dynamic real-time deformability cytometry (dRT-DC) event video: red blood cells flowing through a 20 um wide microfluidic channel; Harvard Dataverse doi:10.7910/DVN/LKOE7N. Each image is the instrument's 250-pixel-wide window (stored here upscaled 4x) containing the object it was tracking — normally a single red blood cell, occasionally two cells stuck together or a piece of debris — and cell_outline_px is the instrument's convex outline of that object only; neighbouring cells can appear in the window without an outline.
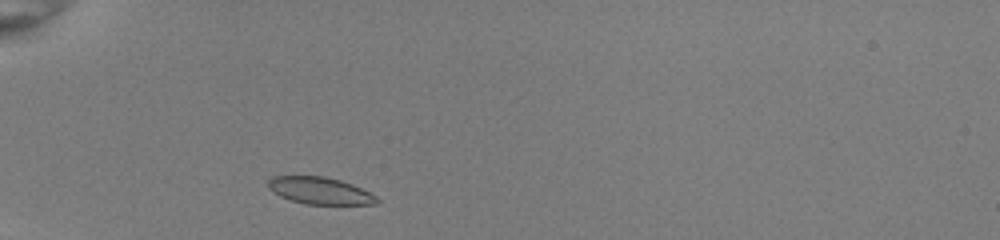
{"species": "common noctule bat (a hibernating species)", "species_latin": "Nyctalus noctula", "temperature_condition": "room temperature", "stored_images_in_passage": 34, "camera_frame_rate_fps": 3000, "um_per_image_px": 0.085, "animal": {"sex": "female", "body_mass_g": 22.0, "forearm_length_mm": 56.7}, "frame": {"image": 1, "passage_image": 2, "time_ms": 0.333, "image_size_px": [1000, 240], "cell_outline_px": [[380, 200], [376, 204], [304, 204], [280, 196], [272, 192], [268, 188], [268, 180], [272, 176], [324, 176], [340, 180], [352, 184], [372, 192]], "centroid_in_image_um": [27.21, 16.2], "position_along_channel_um": 57.8, "area_um2": 17.22}}
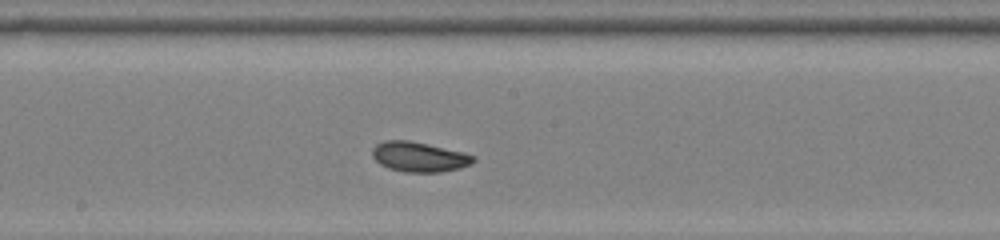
{"frame": {"image": 2, "passage_image": 15, "time_ms": 4.667, "image_size_px": [1000, 240], "cell_outline_px": [[476, 160], [472, 164], [460, 168], [440, 172], [404, 172], [388, 168], [380, 164], [372, 156], [372, 148], [376, 144], [384, 140], [408, 140], [428, 144], [464, 152], [476, 156]], "centroid_in_image_um": [35.64, 13.33], "position_along_channel_um": 212.6, "area_um2": 17.8}}
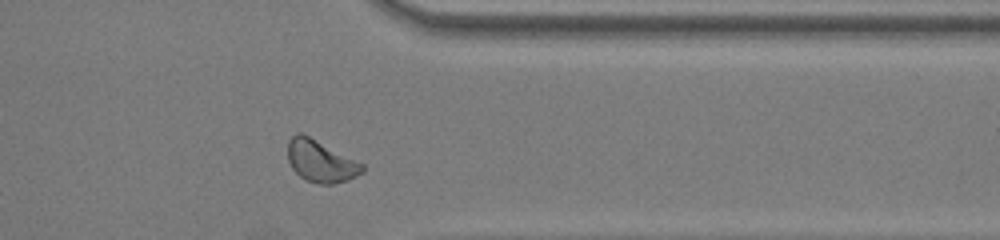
{"frame": {"image": 3, "passage_image": 28, "time_ms": 9.0, "image_size_px": [1000, 240], "cell_outline_px": [[364, 172], [348, 180], [332, 184], [320, 184], [304, 180], [292, 168], [288, 160], [288, 140], [296, 132], [300, 132], [364, 164]], "centroid_in_image_um": [27.25, 13.71], "position_along_channel_um": 384.2, "area_um2": 18.09}, "authors_computed_cell_mechanics": {"area_um2": 17.3111, "velocity_mm_per_s": 3.9871, "shape_relaxation_time_tau1_ms": 4.862, "shape_relaxation_time_tau2_ms": 1.3692, "deformation_change_tau1": 0.1121, "deformation_change_tau2": 0.0569}}